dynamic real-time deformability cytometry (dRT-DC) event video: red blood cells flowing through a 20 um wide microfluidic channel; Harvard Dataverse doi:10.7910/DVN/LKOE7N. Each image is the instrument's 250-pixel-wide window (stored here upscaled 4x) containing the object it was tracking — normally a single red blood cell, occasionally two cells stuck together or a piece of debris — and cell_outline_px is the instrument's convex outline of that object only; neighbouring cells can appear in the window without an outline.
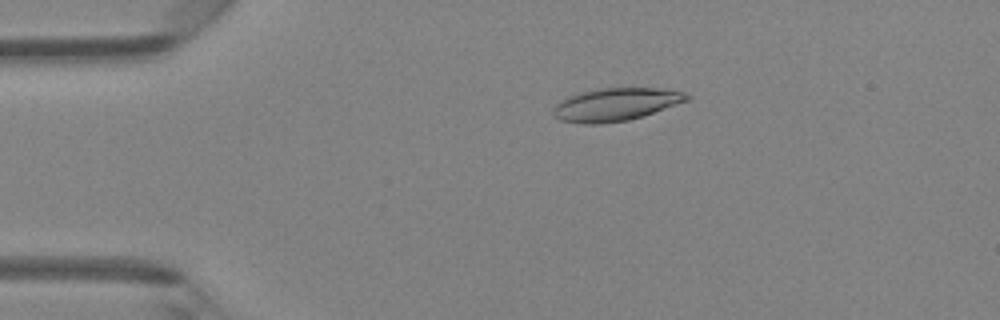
{"species": "Egyptian fruit bat (a non-hibernating species)", "species_latin": "Rousettus aegyptiacus", "temperature_condition": "room temperature", "stored_images_in_passage": 48, "camera_frame_rate_fps": 3000, "um_per_image_px": 0.085, "animal": {"sex": "female"}, "frame": {"image": 1, "passage_image": 10, "time_ms": 3.0, "image_size_px": [1000, 320], "cell_outline_px": [[692, 96], [688, 100], [628, 120], [600, 124], [584, 124], [560, 120], [552, 112], [552, 108], [560, 100], [568, 96], [580, 92], [600, 88], [656, 88], [684, 92]], "centroid_in_image_um": [52.28, 8.87], "position_along_channel_um": 32.7, "area_um2": 25.32}}
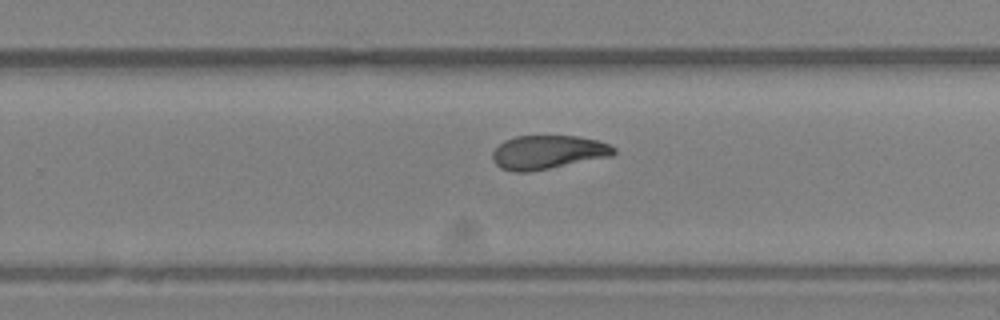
{"frame": {"image": 2, "passage_image": 31, "time_ms": 10.0, "image_size_px": [1000, 320], "cell_outline_px": [[616, 152], [612, 156], [528, 172], [512, 172], [500, 168], [492, 160], [492, 152], [504, 140], [516, 136], [576, 136], [596, 140], [608, 144], [616, 148]], "centroid_in_image_um": [46.54, 12.94], "position_along_channel_um": 283.3, "area_um2": 23.81}}
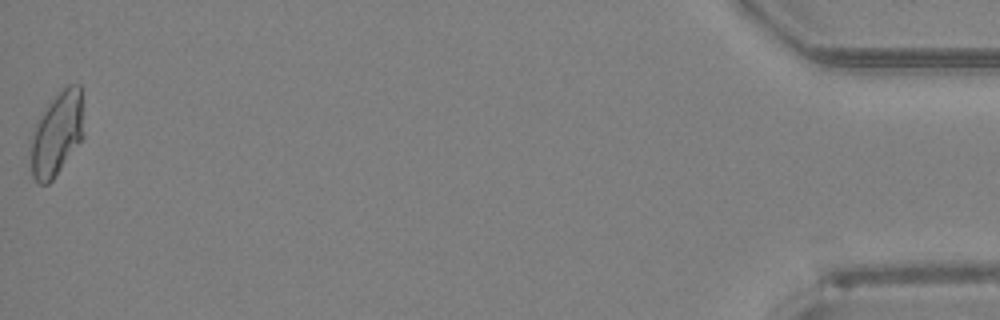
{"frame": {"image": 3, "passage_image": 48, "time_ms": 15.667, "image_size_px": [1000, 320], "cell_outline_px": [[84, 136], [52, 180], [48, 184], [36, 184], [32, 176], [28, 148], [36, 120], [44, 108], [68, 84], [80, 84]], "centroid_in_image_um": [4.78, 11.41], "position_along_channel_um": 430.4, "area_um2": 26.18}, "authors_computed_cell_mechanics": {"area_um2": 24.7384, "velocity_mm_per_s": 4.281, "shape_relaxation_time_tau1_ms": 4.7411, "shape_relaxation_time_tau2_ms": 1.8366, "deformation_change_tau1": 0.158, "deformation_change_tau2": 0.0728}}